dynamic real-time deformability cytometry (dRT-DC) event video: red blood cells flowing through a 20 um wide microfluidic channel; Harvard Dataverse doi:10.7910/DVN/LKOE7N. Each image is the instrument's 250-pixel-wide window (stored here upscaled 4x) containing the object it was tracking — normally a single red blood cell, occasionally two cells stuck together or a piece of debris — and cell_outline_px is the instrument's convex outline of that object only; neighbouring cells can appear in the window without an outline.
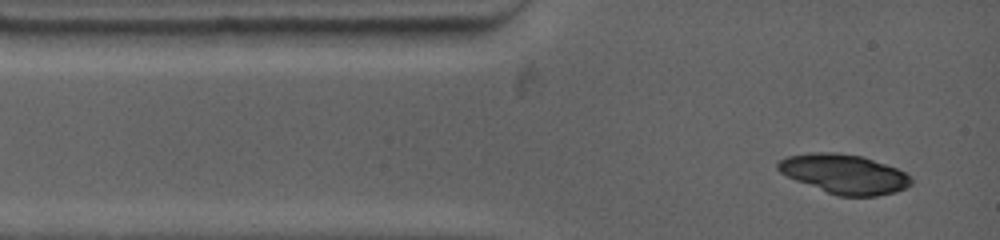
{"species": "common noctule bat (a hibernating species)", "species_latin": "Nyctalus noctula", "temperature_condition": "warm", "stored_images_in_passage": 2, "camera_frame_rate_fps": 4500, "um_per_image_px": 0.085, "animal": {"sex": "female", "body_mass_g": 19.0, "forearm_length_mm": 53.3}, "frame": {"image": 1, "passage_image": 1, "time_ms": 0.0, "image_size_px": [1000, 240], "cell_outline_px": [[912, 184], [896, 192], [876, 196], [836, 196], [796, 180], [780, 172], [776, 168], [776, 164], [780, 160], [788, 156], [808, 152], [836, 152], [864, 156], [896, 168], [904, 172], [912, 180]], "centroid_in_image_um": [71.75, 14.78], "position_along_channel_um": 13.3, "area_um2": 30.58}}